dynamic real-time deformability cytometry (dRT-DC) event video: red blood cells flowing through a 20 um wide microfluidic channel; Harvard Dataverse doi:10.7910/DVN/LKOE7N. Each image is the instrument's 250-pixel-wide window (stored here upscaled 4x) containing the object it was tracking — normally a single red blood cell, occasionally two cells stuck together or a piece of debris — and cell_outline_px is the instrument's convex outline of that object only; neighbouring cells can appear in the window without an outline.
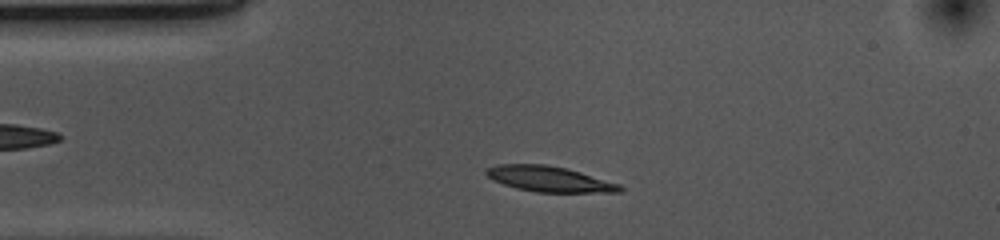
{"species": "common noctule bat (a hibernating species)", "species_latin": "Nyctalus noctula", "temperature_condition": "cold", "stored_images_in_passage": 36, "camera_frame_rate_fps": 3000, "um_per_image_px": 0.085, "animal": {"sex": "female", "body_mass_g": 10.0, "forearm_length_mm": 53.1}, "frame": {"image": 1, "passage_image": 5, "time_ms": 1.333, "image_size_px": [1000, 240], "cell_outline_px": [[624, 188], [620, 192], [536, 192], [516, 188], [504, 184], [488, 176], [484, 172], [488, 168], [500, 164], [544, 164], [564, 168], [580, 172], [620, 184]], "centroid_in_image_um": [46.71, 15.22], "position_along_channel_um": 38.3, "area_um2": 19.54}}
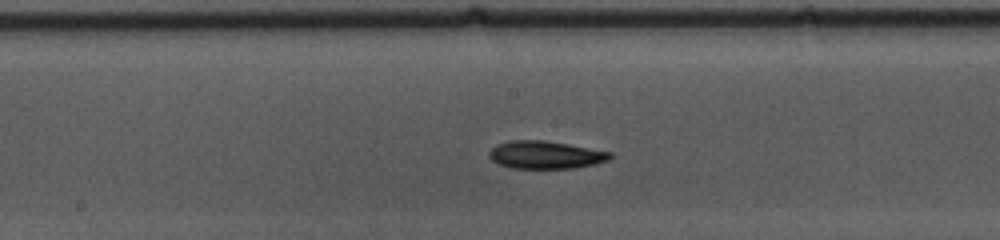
{"frame": {"image": 2, "passage_image": 20, "time_ms": 6.333, "image_size_px": [1000, 240], "cell_outline_px": [[612, 156], [608, 160], [592, 164], [572, 168], [512, 168], [500, 164], [492, 160], [488, 156], [488, 152], [496, 144], [508, 140], [544, 140], [568, 144], [612, 152]], "centroid_in_image_um": [46.33, 13.15], "position_along_channel_um": 201.9, "area_um2": 19.48}}
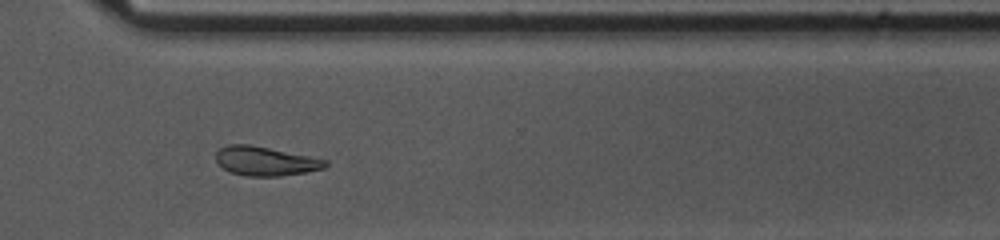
{"frame": {"image": 3, "passage_image": 32, "time_ms": 10.333, "image_size_px": [1000, 240], "cell_outline_px": [[328, 164], [324, 168], [304, 172], [280, 176], [248, 176], [228, 172], [216, 160], [216, 152], [220, 148], [228, 144], [248, 144], [328, 160]], "centroid_in_image_um": [22.53, 13.7], "position_along_channel_um": 348.1, "area_um2": 18.32}, "authors_computed_cell_mechanics": {"area_um2": 19.2763, "velocity_mm_per_s": 3.664, "shape_relaxation_time_tau1_ms": 3.3997, "shape_relaxation_time_tau2_ms": null, "deformation_change_tau1": 0.1274, "deformation_change_tau2": null}}